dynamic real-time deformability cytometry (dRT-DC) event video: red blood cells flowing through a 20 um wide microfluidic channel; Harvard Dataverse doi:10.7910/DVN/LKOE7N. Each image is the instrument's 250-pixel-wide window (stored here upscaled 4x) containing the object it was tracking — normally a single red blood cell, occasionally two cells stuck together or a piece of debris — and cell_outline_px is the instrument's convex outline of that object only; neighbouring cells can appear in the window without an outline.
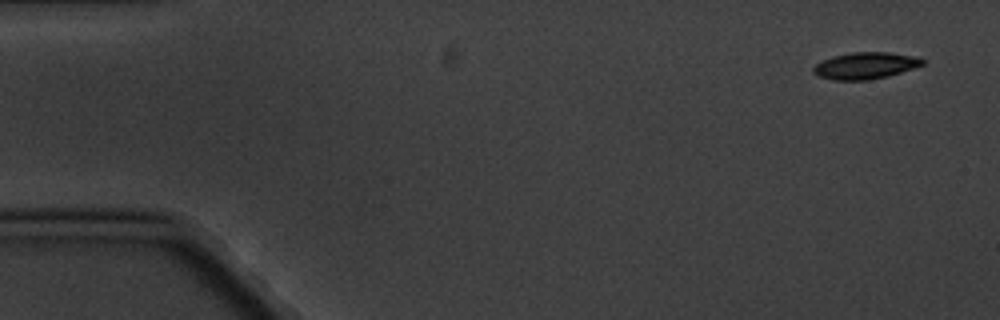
{"species": "common noctule bat (a hibernating species)", "species_latin": "Nyctalus noctula", "temperature_condition": "cold", "stored_images_in_passage": 5, "camera_frame_rate_fps": 3000, "um_per_image_px": 0.085, "animal": {"sex": "male", "body_mass_g": 20.1, "forearm_length_mm": 53.5}, "frame": {"image": 1, "passage_image": 1, "time_ms": 0.0, "image_size_px": [1000, 320], "cell_outline_px": [[924, 64], [888, 76], [868, 80], [832, 80], [816, 76], [812, 72], [812, 68], [816, 64], [832, 56], [852, 52], [888, 52], [920, 56], [924, 60]], "centroid_in_image_um": [73.54, 5.57], "position_along_channel_um": 11.5, "area_um2": 17.11}}
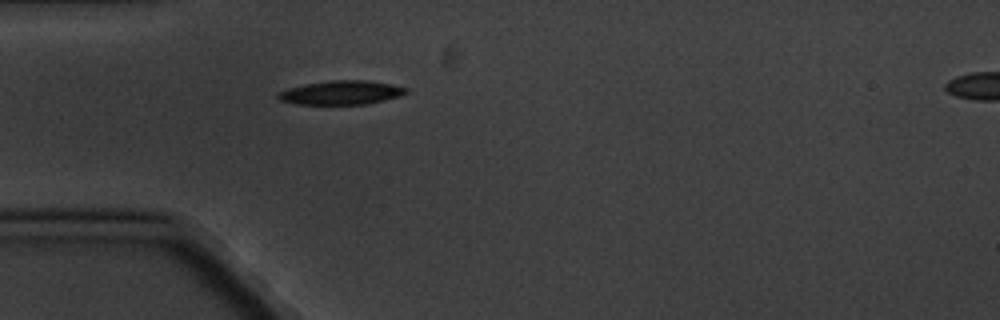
{"frame": {"image": 2, "passage_image": 5, "time_ms": 4.667, "image_size_px": [1000, 320], "cell_outline_px": [[408, 92], [400, 96], [384, 100], [364, 104], [296, 104], [280, 100], [276, 96], [276, 92], [288, 88], [308, 84], [332, 80], [368, 80], [392, 84], [408, 88]], "centroid_in_image_um": [29.01, 7.87], "position_along_channel_um": 56.0, "area_um2": 17.8}}